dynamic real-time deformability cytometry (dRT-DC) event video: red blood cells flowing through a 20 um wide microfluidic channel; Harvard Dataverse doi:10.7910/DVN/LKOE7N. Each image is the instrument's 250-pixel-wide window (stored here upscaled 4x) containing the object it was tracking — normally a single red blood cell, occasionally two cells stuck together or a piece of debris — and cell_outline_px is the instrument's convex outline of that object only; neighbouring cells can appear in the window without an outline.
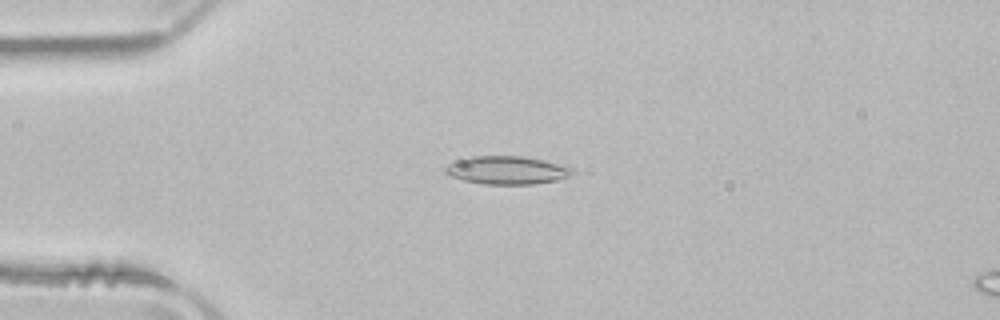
{"species": "common noctule bat (a hibernating species)", "species_latin": "Nyctalus noctula", "temperature_condition": "room temperature", "stored_images_in_passage": 51, "camera_frame_rate_fps": 3000, "um_per_image_px": 0.085, "animal": {"sex": "male", "body_mass_g": 21.5, "forearm_length_mm": 52.0}, "frame": {"image": 1, "passage_image": 13, "time_ms": 4.0, "image_size_px": [1000, 320], "cell_outline_px": [[576, 172], [568, 176], [556, 180], [532, 184], [484, 184], [464, 180], [448, 176], [444, 172], [444, 168], [448, 164], [468, 156], [524, 156], [564, 164], [572, 168]], "centroid_in_image_um": [43.09, 14.45], "position_along_channel_um": 41.9, "area_um2": 20.98}}
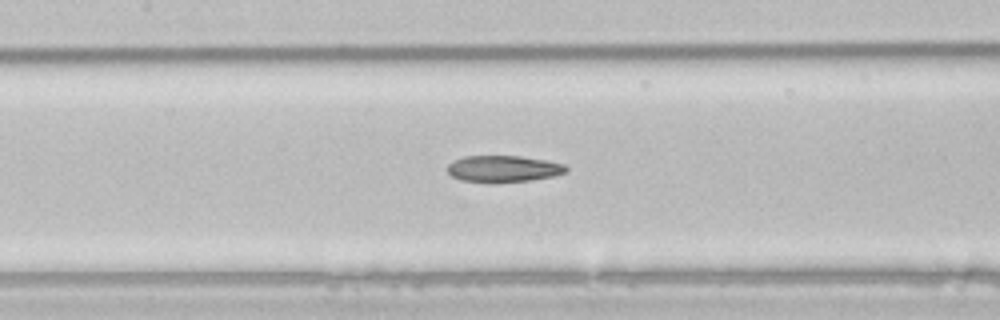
{"frame": {"image": 2, "passage_image": 24, "time_ms": 7.667, "image_size_px": [1000, 320], "cell_outline_px": [[568, 172], [556, 176], [532, 180], [496, 184], [492, 184], [460, 180], [452, 176], [448, 172], [448, 164], [452, 160], [464, 156], [520, 156], [544, 160], [564, 164], [568, 168]], "centroid_in_image_um": [42.78, 14.37], "position_along_channel_um": 164.6, "area_um2": 18.9}}
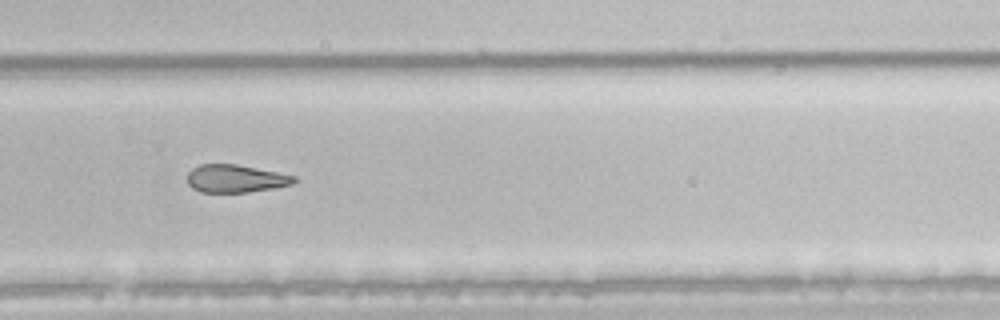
{"frame": {"image": 3, "passage_image": 35, "time_ms": 11.333, "image_size_px": [1000, 320], "cell_outline_px": [[296, 180], [292, 184], [276, 188], [248, 192], [200, 192], [192, 188], [188, 184], [188, 172], [192, 168], [200, 164], [236, 164], [296, 176]], "centroid_in_image_um": [20.01, 15.18], "position_along_channel_um": 309.8, "area_um2": 17.28}, "authors_computed_cell_mechanics": {"area_um2": 20.23, "velocity_mm_per_s": 3.9797, "shape_relaxation_time_tau1_ms": null, "shape_relaxation_time_tau2_ms": 6.7147, "deformation_change_tau1": null, "deformation_change_tau2": 0.1709}}